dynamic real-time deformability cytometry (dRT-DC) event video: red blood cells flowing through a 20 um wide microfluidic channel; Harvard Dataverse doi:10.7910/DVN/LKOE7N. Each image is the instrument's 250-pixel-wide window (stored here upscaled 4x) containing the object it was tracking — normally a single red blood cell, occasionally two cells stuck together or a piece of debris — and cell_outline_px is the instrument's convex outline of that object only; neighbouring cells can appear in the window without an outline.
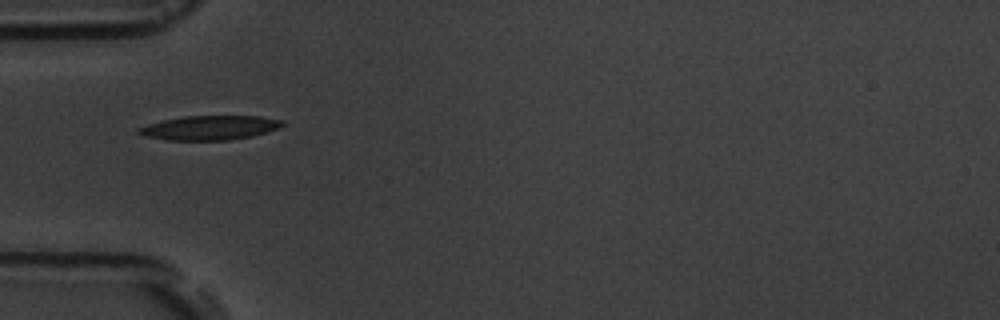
{"species": "common noctule bat (a hibernating species)", "species_latin": "Nyctalus noctula", "temperature_condition": "room temperature", "stored_images_in_passage": 2, "camera_frame_rate_fps": 3000, "um_per_image_px": 0.085, "animal": {"sex": "male", "body_mass_g": 19.5, "forearm_length_mm": 54.6}, "frame": {"image": 1, "passage_image": 1, "time_ms": 0.0, "image_size_px": [1000, 320], "cell_outline_px": [[284, 124], [276, 128], [252, 136], [228, 140], [168, 140], [144, 136], [136, 132], [136, 128], [148, 124], [164, 120], [184, 116], [260, 116], [280, 120]], "centroid_in_image_um": [17.75, 10.86], "position_along_channel_um": 67.3, "area_um2": 20.11}}
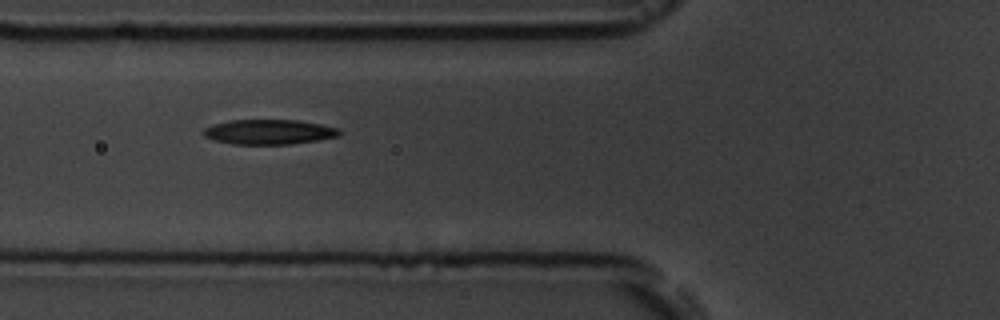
{"frame": {"image": 2, "passage_image": 2, "time_ms": 1.0, "image_size_px": [1000, 320], "cell_outline_px": [[340, 136], [316, 140], [288, 144], [232, 144], [216, 140], [204, 136], [200, 132], [204, 128], [212, 124], [232, 120], [300, 120], [340, 128]], "centroid_in_image_um": [22.85, 11.2], "position_along_channel_um": 103.0, "area_um2": 19.71}}